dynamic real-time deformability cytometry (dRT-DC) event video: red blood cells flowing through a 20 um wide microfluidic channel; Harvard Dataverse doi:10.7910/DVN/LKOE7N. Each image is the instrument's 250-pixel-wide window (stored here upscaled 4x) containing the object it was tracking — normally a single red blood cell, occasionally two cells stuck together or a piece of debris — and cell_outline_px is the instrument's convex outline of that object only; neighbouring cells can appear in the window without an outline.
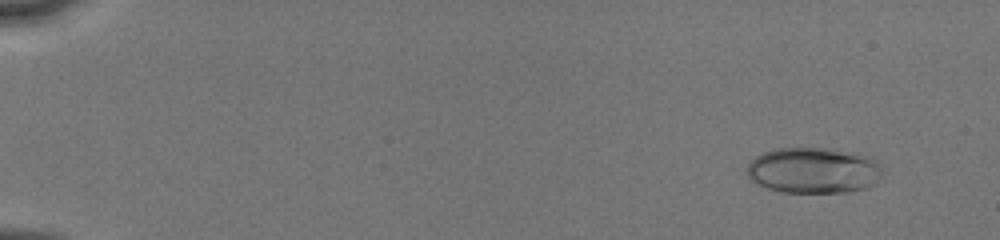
{"species": "human", "species_latin": "Homo sapiens", "temperature_condition": "cold", "stored_images_in_passage": 46, "camera_frame_rate_fps": 3000, "um_per_image_px": 0.085, "donor": {"sex": "male"}, "frame": {"image": 1, "passage_image": 1, "time_ms": 0.0, "image_size_px": [1000, 240], "cell_outline_px": [[884, 172], [876, 184], [868, 188], [848, 192], [784, 192], [768, 188], [756, 184], [744, 172], [748, 164], [756, 156], [764, 152], [776, 148], [828, 148], [852, 152], [868, 156], [876, 160], [884, 168]], "centroid_in_image_um": [69.19, 14.48], "position_along_channel_um": 15.8, "area_um2": 36.76}}
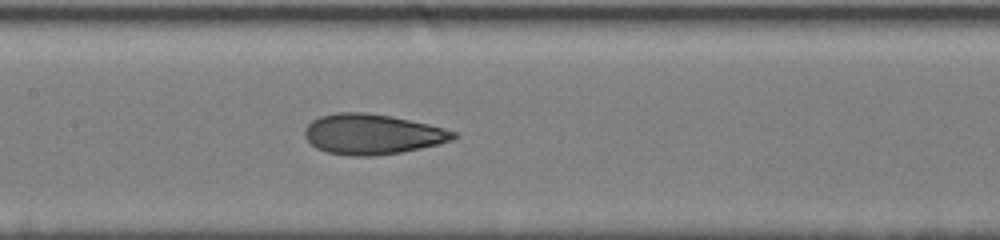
{"frame": {"image": 2, "passage_image": 33, "time_ms": 7.667, "image_size_px": [1000, 240], "cell_outline_px": [[460, 136], [452, 140], [440, 144], [400, 152], [372, 156], [352, 156], [328, 152], [316, 148], [304, 136], [304, 132], [308, 124], [312, 120], [320, 116], [336, 112], [364, 112], [392, 116], [428, 124], [460, 132]], "centroid_in_image_um": [31.68, 11.4], "position_along_channel_um": 175.7, "area_um2": 35.03}}
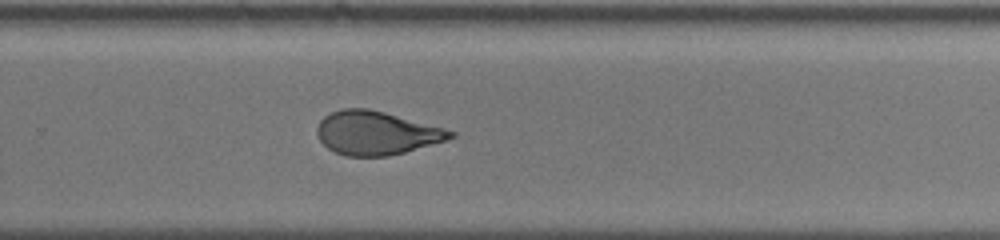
{"frame": {"image": 3, "passage_image": 46, "time_ms": 10.667, "image_size_px": [1000, 240], "cell_outline_px": [[456, 136], [444, 140], [404, 152], [388, 156], [344, 156], [328, 148], [320, 140], [316, 132], [316, 128], [320, 120], [324, 116], [332, 112], [344, 108], [368, 108], [384, 112], [444, 128], [456, 132]], "centroid_in_image_um": [31.95, 11.3], "position_along_channel_um": 297.9, "area_um2": 33.52}}